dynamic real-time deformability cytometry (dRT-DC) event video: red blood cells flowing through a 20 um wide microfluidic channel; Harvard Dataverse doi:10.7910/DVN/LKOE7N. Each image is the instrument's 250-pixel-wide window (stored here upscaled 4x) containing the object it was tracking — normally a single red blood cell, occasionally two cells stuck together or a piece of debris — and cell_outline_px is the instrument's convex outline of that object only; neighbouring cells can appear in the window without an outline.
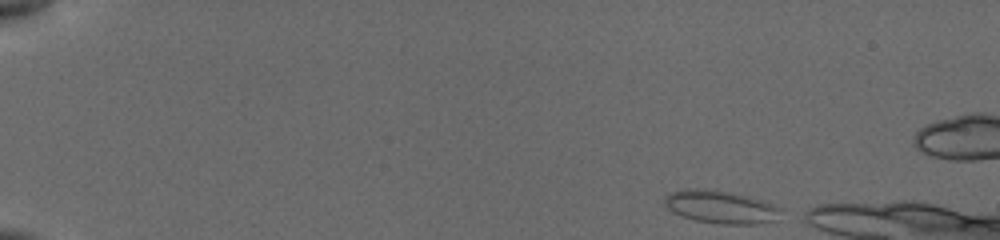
{"species": "common noctule bat (a hibernating species)", "species_latin": "Nyctalus noctula", "temperature_condition": "cold", "stored_images_in_passage": 8, "camera_frame_rate_fps": 3000, "um_per_image_px": 0.085, "animal": {"sex": "female", "body_mass_g": 19.5, "forearm_length_mm": 54.1}, "frame": {"image": 1, "passage_image": 1, "time_ms": 0.0, "image_size_px": [1000, 240], "cell_outline_px": [[784, 208], [772, 220], [756, 224], [720, 224], [696, 220], [684, 216], [668, 208], [664, 204], [664, 196], [672, 192], [684, 188], [704, 188], [728, 192], [748, 196]], "centroid_in_image_um": [61.23, 17.57], "position_along_channel_um": 23.8, "area_um2": 21.96}}
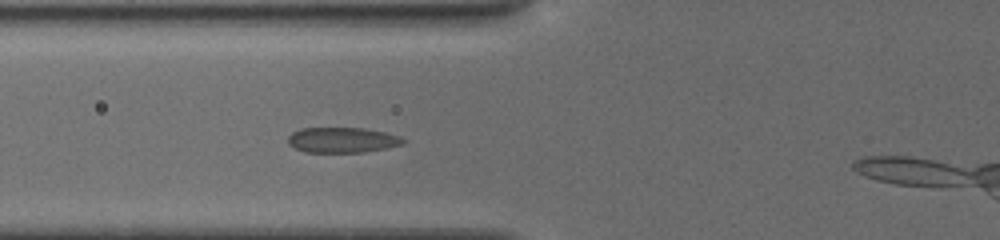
{"frame": {"image": 2, "passage_image": 7, "time_ms": 5.0, "image_size_px": [1000, 240], "cell_outline_px": [[408, 140], [404, 144], [388, 148], [364, 152], [304, 152], [288, 144], [288, 136], [292, 132], [300, 128], [364, 128], [384, 132], [400, 136]], "centroid_in_image_um": [29.12, 11.9], "position_along_channel_um": 96.7, "area_um2": 17.17}}